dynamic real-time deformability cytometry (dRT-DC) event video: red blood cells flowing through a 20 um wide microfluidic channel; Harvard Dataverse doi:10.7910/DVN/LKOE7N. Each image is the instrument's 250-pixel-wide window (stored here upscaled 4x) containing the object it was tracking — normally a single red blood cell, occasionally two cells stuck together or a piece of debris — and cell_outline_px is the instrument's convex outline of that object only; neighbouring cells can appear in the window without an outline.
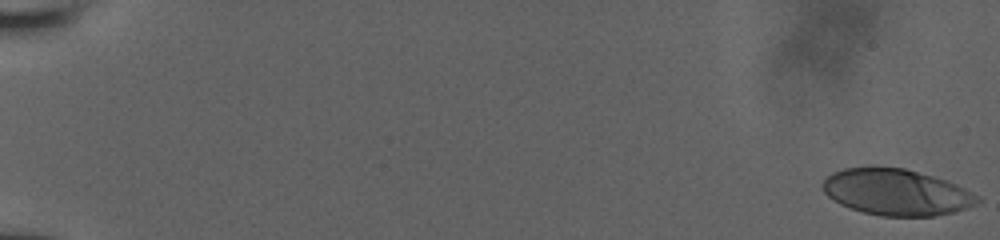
{"species": "human", "species_latin": "Homo sapiens", "temperature_condition": "room temperature", "stored_images_in_passage": 37, "camera_frame_rate_fps": 3000, "um_per_image_px": 0.085, "donor": {"sex": "male"}, "frame": {"image": 1, "passage_image": 1, "time_ms": 0.0, "image_size_px": [1000, 240], "cell_outline_px": [[980, 200], [976, 204], [968, 208], [952, 212], [932, 216], [880, 216], [864, 212], [840, 204], [828, 196], [824, 192], [820, 184], [832, 172], [844, 168], [872, 164], [904, 168], [948, 180], [980, 196]], "centroid_in_image_um": [76.17, 16.3], "position_along_channel_um": 8.8, "area_um2": 42.37}}
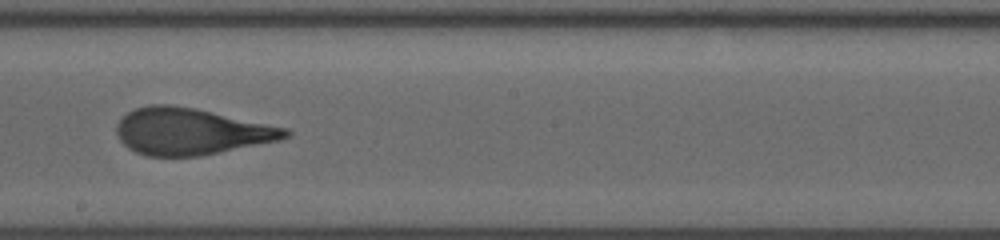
{"frame": {"image": 2, "passage_image": 21, "time_ms": 11.333, "image_size_px": [1000, 240], "cell_outline_px": [[292, 132], [288, 136], [280, 140], [200, 156], [148, 156], [136, 152], [128, 148], [120, 140], [116, 132], [116, 124], [128, 112], [136, 108], [148, 104], [172, 104], [196, 108], [288, 128]], "centroid_in_image_um": [16.22, 11.16], "position_along_channel_um": 232.0, "area_um2": 45.89}}
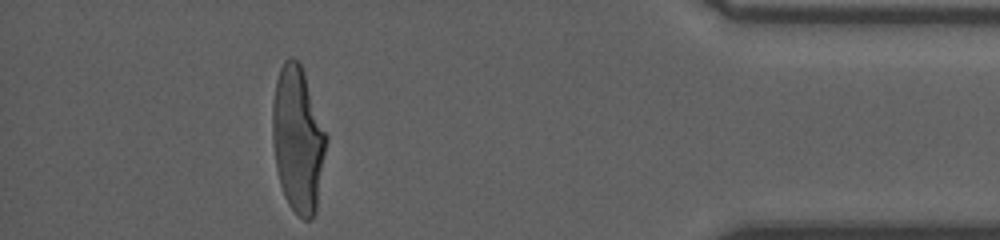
{"frame": {"image": 3, "passage_image": 32, "time_ms": 17.0, "image_size_px": [1000, 240], "cell_outline_px": [[328, 140], [316, 212], [312, 220], [304, 220], [288, 204], [284, 196], [280, 184], [276, 168], [272, 136], [272, 104], [276, 80], [280, 68], [284, 60], [288, 56], [292, 56], [300, 60], [328, 132]], "centroid_in_image_um": [25.34, 11.79], "position_along_channel_um": 409.9, "area_um2": 46.76}, "authors_computed_cell_mechanics": {"area_um2": 45.4308, "velocity_mm_per_s": 3.8757, "shape_relaxation_time_tau1_ms": 6.7717, "shape_relaxation_time_tau2_ms": 0.8605, "deformation_change_tau1": 0.2653, "deformation_change_tau2": 0.0987}}